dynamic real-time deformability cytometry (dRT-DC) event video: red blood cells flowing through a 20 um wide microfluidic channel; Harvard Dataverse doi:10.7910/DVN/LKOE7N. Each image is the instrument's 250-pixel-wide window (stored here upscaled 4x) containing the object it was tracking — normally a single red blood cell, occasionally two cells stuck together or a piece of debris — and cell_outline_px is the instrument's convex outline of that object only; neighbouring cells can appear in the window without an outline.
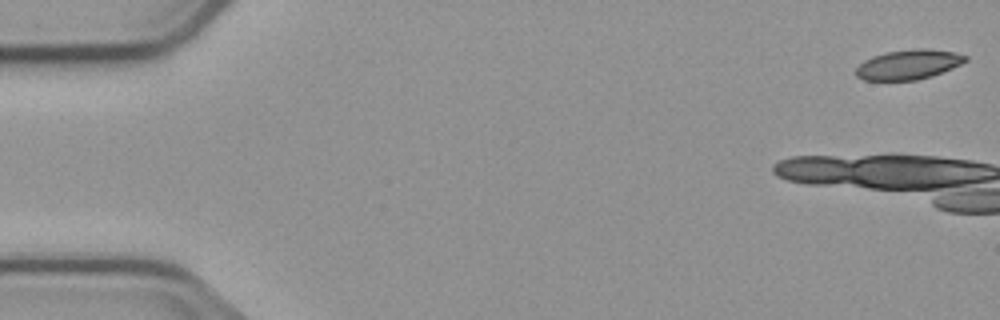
{"species": "common noctule bat (a hibernating species)", "species_latin": "Nyctalus noctula", "temperature_condition": "cold", "stored_images_in_passage": 5, "camera_frame_rate_fps": 3000, "um_per_image_px": 0.085, "animal": {"sex": "male", "body_mass_g": 23.1, "forearm_length_mm": 52.7}, "frame": {"image": 1, "passage_image": 1, "time_ms": 0.0, "image_size_px": [1000, 320], "cell_outline_px": [[968, 60], [952, 68], [932, 76], [916, 80], [864, 80], [856, 76], [856, 68], [864, 60], [872, 56], [884, 52], [916, 48], [928, 48], [952, 52], [968, 56]], "centroid_in_image_um": [77.21, 5.48], "position_along_channel_um": 7.8, "area_um2": 19.02}}